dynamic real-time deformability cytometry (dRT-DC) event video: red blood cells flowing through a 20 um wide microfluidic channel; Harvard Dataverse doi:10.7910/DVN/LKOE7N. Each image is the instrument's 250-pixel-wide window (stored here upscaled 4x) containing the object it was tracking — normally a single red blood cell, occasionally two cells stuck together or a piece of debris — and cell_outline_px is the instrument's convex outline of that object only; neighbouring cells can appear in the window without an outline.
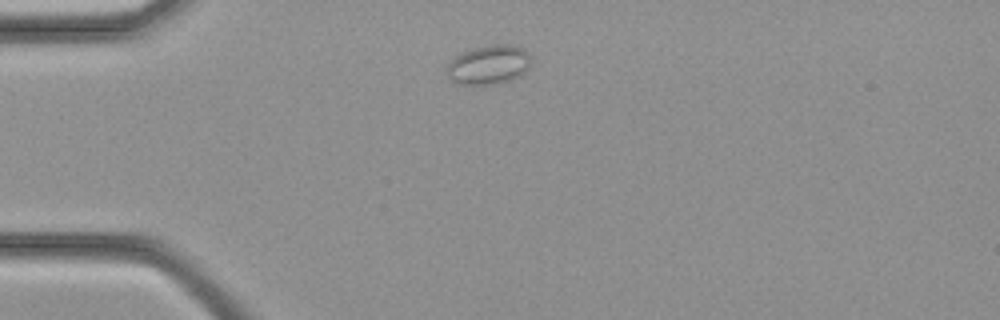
{"species": "common noctule bat (a hibernating species)", "species_latin": "Nyctalus noctula", "temperature_condition": "cold", "stored_images_in_passage": 28, "camera_frame_rate_fps": 3000, "um_per_image_px": 0.085, "animal": {"sex": "female", "body_mass_g": 21.9}, "frame": {"image": 1, "passage_image": 1, "time_ms": 0.0, "image_size_px": [1000, 320], "cell_outline_px": [[532, 60], [528, 68], [520, 76], [496, 84], [460, 84], [452, 80], [448, 76], [444, 68], [456, 56], [472, 48], [492, 44], [508, 44], [520, 48], [528, 52]], "centroid_in_image_um": [41.54, 5.5], "position_along_channel_um": 43.5, "area_um2": 19.19}}
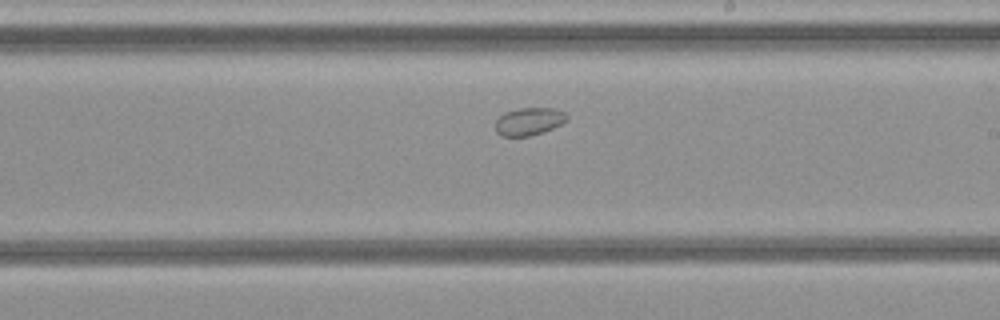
{"frame": {"image": 2, "passage_image": 13, "time_ms": 4.0, "image_size_px": [1000, 320], "cell_outline_px": [[568, 120], [544, 132], [528, 136], [500, 136], [496, 132], [496, 120], [504, 112], [520, 108], [556, 108], [564, 112], [568, 116]], "centroid_in_image_um": [44.97, 10.32], "position_along_channel_um": 244.0, "area_um2": 11.56}}
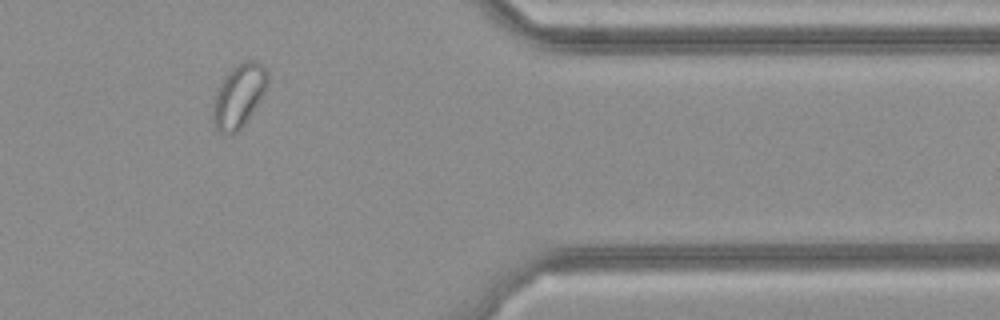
{"frame": {"image": 3, "passage_image": 22, "time_ms": 7.0, "image_size_px": [1000, 320], "cell_outline_px": [[268, 84], [264, 92], [244, 124], [232, 136], [228, 136], [216, 132], [212, 120], [212, 100], [220, 84], [232, 68], [236, 64], [244, 60], [256, 60], [268, 72]], "centroid_in_image_um": [20.25, 8.18], "position_along_channel_um": 391.1, "area_um2": 20.29}}